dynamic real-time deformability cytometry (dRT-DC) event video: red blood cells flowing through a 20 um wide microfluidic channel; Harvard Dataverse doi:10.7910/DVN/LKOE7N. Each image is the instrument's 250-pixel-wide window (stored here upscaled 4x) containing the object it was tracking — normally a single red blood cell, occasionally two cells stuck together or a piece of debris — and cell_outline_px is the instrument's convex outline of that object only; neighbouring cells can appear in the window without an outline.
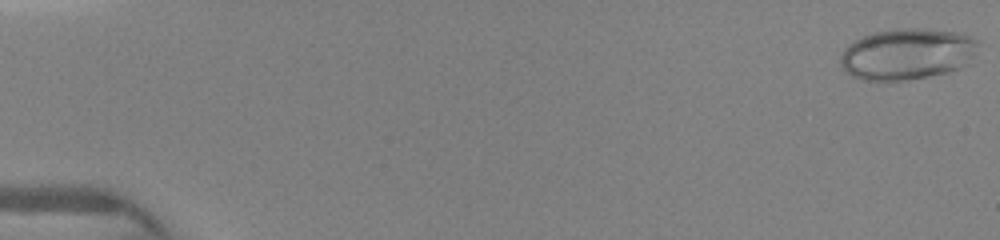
{"species": "human", "species_latin": "Homo sapiens", "temperature_condition": "warm", "stored_images_in_passage": 15, "camera_frame_rate_fps": 3000, "um_per_image_px": 0.085, "donor": {"sex": "female"}, "frame": {"image": 1, "passage_image": 1, "time_ms": 0.0, "image_size_px": [1000, 240], "cell_outline_px": [[980, 40], [968, 64], [960, 68], [948, 72], [908, 80], [864, 80], [852, 76], [844, 72], [840, 64], [840, 56], [844, 48], [848, 44], [864, 36], [876, 32], [904, 28], [924, 28], [964, 32]], "centroid_in_image_um": [77.13, 4.58], "position_along_channel_um": 7.9, "area_um2": 41.44}}